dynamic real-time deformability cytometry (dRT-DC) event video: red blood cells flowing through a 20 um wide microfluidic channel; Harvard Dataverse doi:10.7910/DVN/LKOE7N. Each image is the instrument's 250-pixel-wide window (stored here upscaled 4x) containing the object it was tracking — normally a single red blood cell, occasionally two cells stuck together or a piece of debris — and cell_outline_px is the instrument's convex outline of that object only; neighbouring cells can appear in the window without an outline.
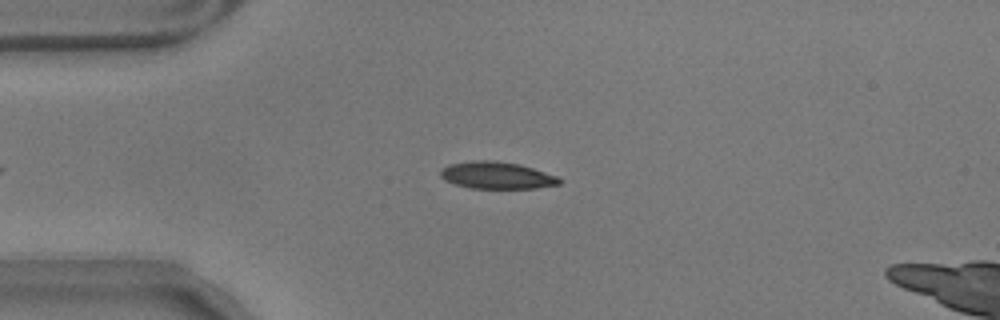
{"species": "common noctule bat (a hibernating species)", "species_latin": "Nyctalus noctula", "temperature_condition": "warm", "stored_images_in_passage": 43, "camera_frame_rate_fps": 3000, "um_per_image_px": 0.085, "animal": {"sex": "male", "body_mass_g": 17.9}, "frame": {"image": 1, "passage_image": 5, "time_ms": 1.333, "image_size_px": [1000, 320], "cell_outline_px": [[564, 180], [560, 184], [536, 188], [468, 188], [444, 180], [440, 176], [440, 168], [448, 164], [476, 160], [492, 160], [520, 164], [556, 176]], "centroid_in_image_um": [42.2, 14.9], "position_along_channel_um": 42.8, "area_um2": 18.79}}
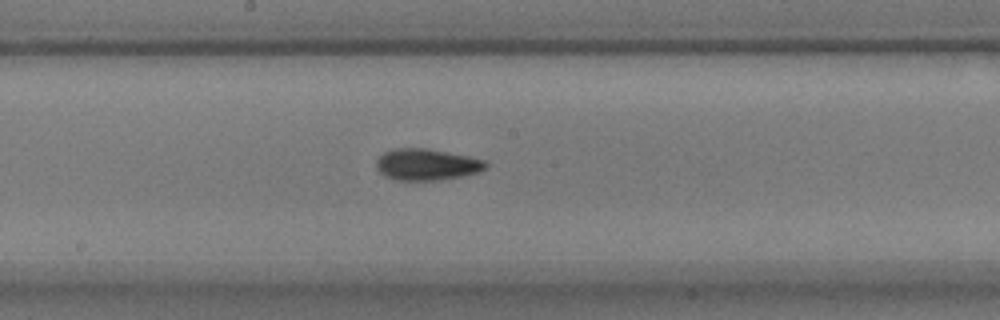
{"frame": {"image": 2, "passage_image": 21, "time_ms": 6.667, "image_size_px": [1000, 320], "cell_outline_px": [[488, 164], [480, 172], [460, 176], [432, 180], [396, 180], [384, 176], [376, 168], [376, 160], [384, 152], [396, 148], [428, 148], [468, 156], [484, 160]], "centroid_in_image_um": [36.24, 13.97], "position_along_channel_um": 212.0, "area_um2": 19.94}}
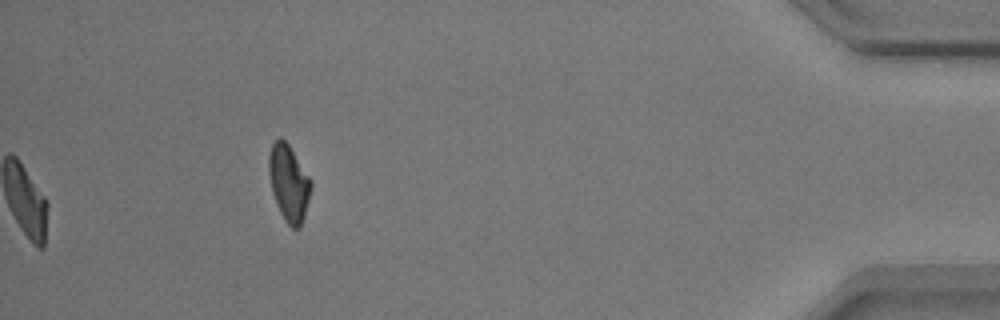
{"frame": {"image": 3, "passage_image": 43, "time_ms": 14.0, "image_size_px": [1000, 320], "cell_outline_px": [[312, 184], [308, 200], [300, 228], [292, 228], [284, 220], [276, 204], [272, 192], [268, 172], [268, 156], [272, 144], [280, 136], [288, 144], [312, 180]], "centroid_in_image_um": [24.53, 15.54], "position_along_channel_um": 410.7, "area_um2": 18.67}, "authors_computed_cell_mechanics": {"area_um2": 19.074, "velocity_mm_per_s": 3.532, "shape_relaxation_time_tau1_ms": 6.8077, "shape_relaxation_time_tau2_ms": 2.6774, "deformation_change_tau1": 0.1731, "deformation_change_tau2": 0.0755}}